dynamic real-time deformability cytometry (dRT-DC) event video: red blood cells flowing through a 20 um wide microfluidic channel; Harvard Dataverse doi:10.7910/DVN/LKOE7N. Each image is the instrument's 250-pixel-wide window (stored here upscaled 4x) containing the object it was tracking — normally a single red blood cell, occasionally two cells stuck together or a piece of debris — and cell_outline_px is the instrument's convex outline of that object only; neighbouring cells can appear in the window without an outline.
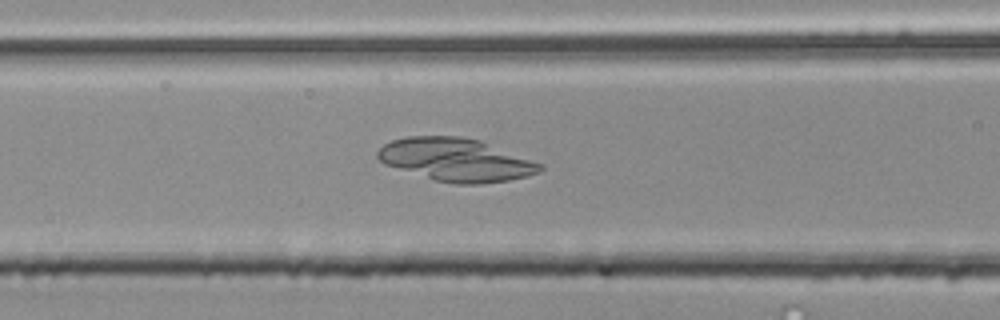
{"species": "common noctule bat (a hibernating species)", "species_latin": "Nyctalus noctula", "temperature_condition": "room temperature", "stored_images_in_passage": 55, "camera_frame_rate_fps": 3000, "um_per_image_px": 0.085, "animal": {"sex": "male", "body_mass_g": 20.4}, "frame": {"image": 1, "passage_image": 23, "time_ms": 7.333, "image_size_px": [1000, 320], "cell_outline_px": [[544, 168], [540, 172], [528, 176], [508, 180], [480, 184], [452, 184], [436, 180], [384, 164], [376, 156], [376, 152], [384, 144], [392, 140], [404, 136], [460, 136], [480, 140], [544, 164]], "centroid_in_image_um": [38.78, 13.57], "position_along_channel_um": 127.8, "area_um2": 40.69}}
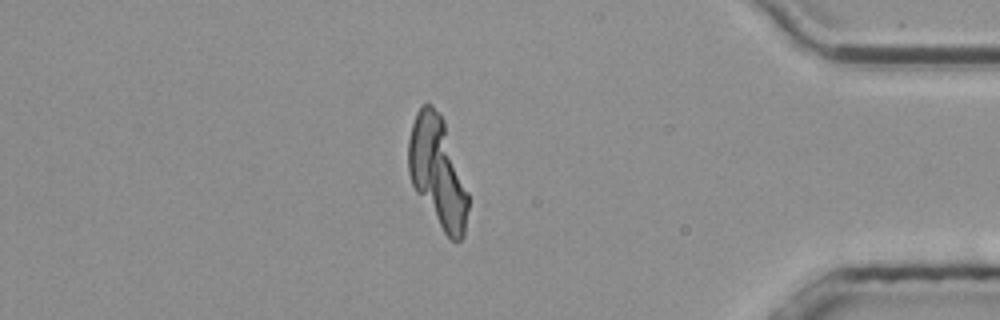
{"frame": {"image": 2, "passage_image": 47, "time_ms": 15.333, "image_size_px": [1000, 320], "cell_outline_px": [[468, 208], [464, 236], [460, 240], [452, 240], [444, 232], [416, 192], [412, 184], [408, 172], [408, 140], [412, 124], [416, 112], [424, 104], [432, 104], [444, 120], [468, 192]], "centroid_in_image_um": [37.19, 14.61], "position_along_channel_um": 398.0, "area_um2": 38.03}}
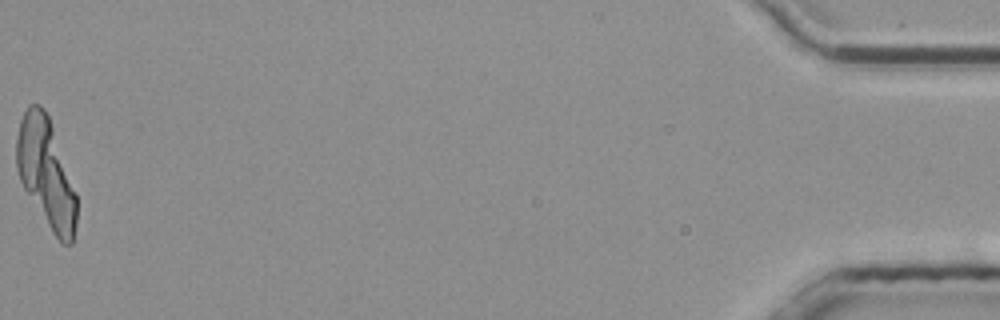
{"frame": {"image": 3, "passage_image": 55, "time_ms": 18.0, "image_size_px": [1000, 320], "cell_outline_px": [[76, 224], [72, 244], [60, 244], [52, 232], [24, 188], [20, 180], [16, 168], [16, 140], [20, 120], [28, 104], [40, 104], [44, 108], [48, 116], [76, 192]], "centroid_in_image_um": [3.9, 14.72], "position_along_channel_um": 431.3, "area_um2": 37.8}}